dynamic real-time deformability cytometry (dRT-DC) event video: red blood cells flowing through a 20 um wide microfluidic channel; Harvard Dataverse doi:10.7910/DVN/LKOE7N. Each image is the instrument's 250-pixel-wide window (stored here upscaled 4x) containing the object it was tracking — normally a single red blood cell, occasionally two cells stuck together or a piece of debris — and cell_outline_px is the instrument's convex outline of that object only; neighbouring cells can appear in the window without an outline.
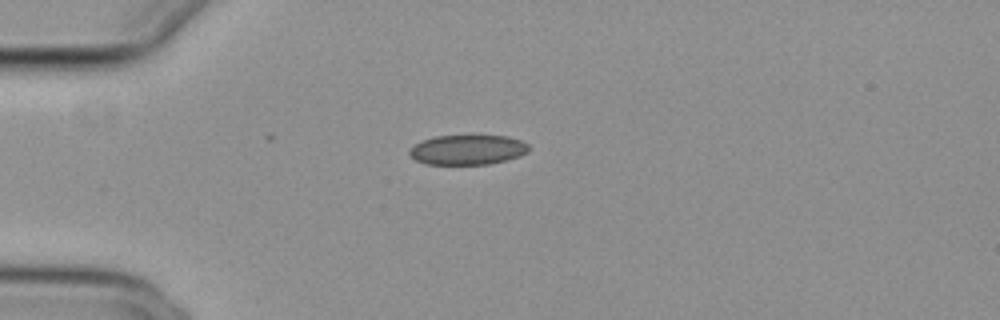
{"species": "common noctule bat (a hibernating species)", "species_latin": "Nyctalus noctula", "temperature_condition": "cold", "stored_images_in_passage": 28, "camera_frame_rate_fps": 3000, "um_per_image_px": 0.085, "animal": {"sex": "female", "body_mass_g": 29.2, "forearm_length_mm": 56.3}, "frame": {"image": 1, "passage_image": 1, "time_ms": 0.0, "image_size_px": [1000, 320], "cell_outline_px": [[528, 152], [520, 156], [488, 164], [424, 164], [408, 156], [408, 148], [424, 140], [436, 136], [508, 136], [520, 140], [528, 144]], "centroid_in_image_um": [39.71, 12.73], "position_along_channel_um": 45.3, "area_um2": 20.69}}
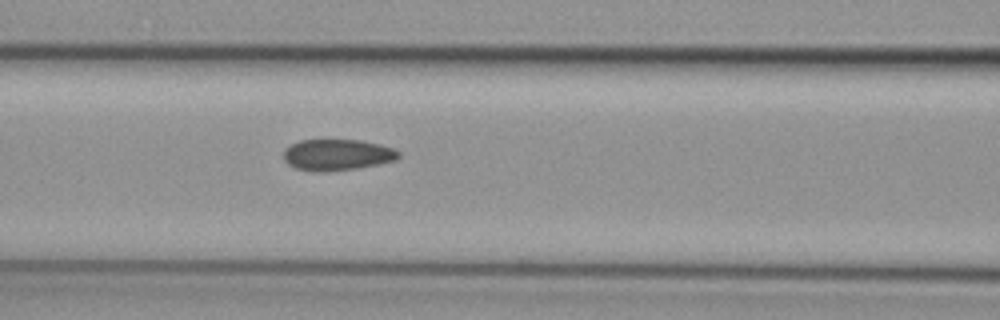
{"frame": {"image": 2, "passage_image": 10, "time_ms": 3.0, "image_size_px": [1000, 320], "cell_outline_px": [[400, 156], [396, 160], [380, 164], [356, 168], [324, 172], [312, 172], [296, 168], [288, 164], [284, 160], [284, 148], [300, 140], [360, 140], [380, 144], [392, 148], [400, 152]], "centroid_in_image_um": [28.66, 13.16], "position_along_channel_um": 137.9, "area_um2": 21.04}}
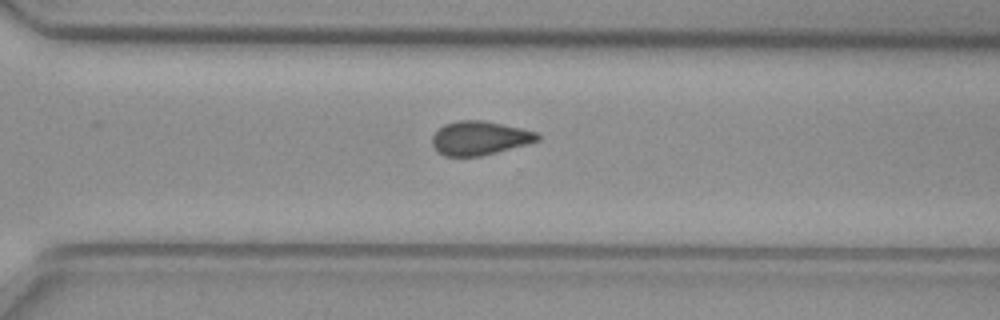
{"frame": {"image": 3, "passage_image": 25, "time_ms": 8.0, "image_size_px": [1000, 320], "cell_outline_px": [[540, 140], [528, 144], [480, 156], [444, 156], [436, 152], [432, 144], [432, 136], [436, 128], [444, 124], [456, 120], [484, 120], [520, 128], [536, 132], [540, 136]], "centroid_in_image_um": [40.71, 11.73], "position_along_channel_um": 329.9, "area_um2": 20.98}, "authors_computed_cell_mechanics": {"area_um2": 21.4438, "velocity_mm_per_s": 3.8505, "shape_relaxation_time_tau1_ms": null, "shape_relaxation_time_tau2_ms": 4.1438, "deformation_change_tau1": null, "deformation_change_tau2": 0.0892}}